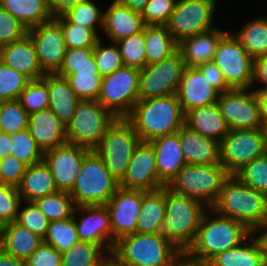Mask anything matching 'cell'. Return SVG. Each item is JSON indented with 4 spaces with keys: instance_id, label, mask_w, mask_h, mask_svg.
I'll return each instance as SVG.
<instances>
[{
    "instance_id": "1",
    "label": "cell",
    "mask_w": 267,
    "mask_h": 266,
    "mask_svg": "<svg viewBox=\"0 0 267 266\" xmlns=\"http://www.w3.org/2000/svg\"><path fill=\"white\" fill-rule=\"evenodd\" d=\"M217 213L244 224L258 233L267 224V196L230 175L210 207Z\"/></svg>"
},
{
    "instance_id": "2",
    "label": "cell",
    "mask_w": 267,
    "mask_h": 266,
    "mask_svg": "<svg viewBox=\"0 0 267 266\" xmlns=\"http://www.w3.org/2000/svg\"><path fill=\"white\" fill-rule=\"evenodd\" d=\"M126 118L141 142L176 133L185 124V114L175 94L139 100Z\"/></svg>"
},
{
    "instance_id": "3",
    "label": "cell",
    "mask_w": 267,
    "mask_h": 266,
    "mask_svg": "<svg viewBox=\"0 0 267 266\" xmlns=\"http://www.w3.org/2000/svg\"><path fill=\"white\" fill-rule=\"evenodd\" d=\"M208 213L215 217L212 218ZM251 233L244 224L207 208L188 251L200 259L210 261L216 255L242 243Z\"/></svg>"
},
{
    "instance_id": "4",
    "label": "cell",
    "mask_w": 267,
    "mask_h": 266,
    "mask_svg": "<svg viewBox=\"0 0 267 266\" xmlns=\"http://www.w3.org/2000/svg\"><path fill=\"white\" fill-rule=\"evenodd\" d=\"M179 251L161 233H134L115 241L110 256L122 266H166Z\"/></svg>"
},
{
    "instance_id": "5",
    "label": "cell",
    "mask_w": 267,
    "mask_h": 266,
    "mask_svg": "<svg viewBox=\"0 0 267 266\" xmlns=\"http://www.w3.org/2000/svg\"><path fill=\"white\" fill-rule=\"evenodd\" d=\"M165 218L161 234L179 250L193 244L201 218L207 210L202 202L177 194L165 186Z\"/></svg>"
},
{
    "instance_id": "6",
    "label": "cell",
    "mask_w": 267,
    "mask_h": 266,
    "mask_svg": "<svg viewBox=\"0 0 267 266\" xmlns=\"http://www.w3.org/2000/svg\"><path fill=\"white\" fill-rule=\"evenodd\" d=\"M119 188L102 158L91 150L83 159L78 178L69 192L76 207L105 205Z\"/></svg>"
},
{
    "instance_id": "7",
    "label": "cell",
    "mask_w": 267,
    "mask_h": 266,
    "mask_svg": "<svg viewBox=\"0 0 267 266\" xmlns=\"http://www.w3.org/2000/svg\"><path fill=\"white\" fill-rule=\"evenodd\" d=\"M230 176L221 164H186L166 186L171 191L202 202L210 208Z\"/></svg>"
},
{
    "instance_id": "8",
    "label": "cell",
    "mask_w": 267,
    "mask_h": 266,
    "mask_svg": "<svg viewBox=\"0 0 267 266\" xmlns=\"http://www.w3.org/2000/svg\"><path fill=\"white\" fill-rule=\"evenodd\" d=\"M140 142L132 123L127 118L117 117L94 151L102 158L110 173L120 181Z\"/></svg>"
},
{
    "instance_id": "9",
    "label": "cell",
    "mask_w": 267,
    "mask_h": 266,
    "mask_svg": "<svg viewBox=\"0 0 267 266\" xmlns=\"http://www.w3.org/2000/svg\"><path fill=\"white\" fill-rule=\"evenodd\" d=\"M116 118L98 101L80 100L66 125L67 143L94 150Z\"/></svg>"
},
{
    "instance_id": "10",
    "label": "cell",
    "mask_w": 267,
    "mask_h": 266,
    "mask_svg": "<svg viewBox=\"0 0 267 266\" xmlns=\"http://www.w3.org/2000/svg\"><path fill=\"white\" fill-rule=\"evenodd\" d=\"M140 70L123 66L101 80L97 101L116 117L126 118L139 101Z\"/></svg>"
},
{
    "instance_id": "11",
    "label": "cell",
    "mask_w": 267,
    "mask_h": 266,
    "mask_svg": "<svg viewBox=\"0 0 267 266\" xmlns=\"http://www.w3.org/2000/svg\"><path fill=\"white\" fill-rule=\"evenodd\" d=\"M212 61L221 70L231 89H251L254 59L232 32H227L220 39Z\"/></svg>"
},
{
    "instance_id": "12",
    "label": "cell",
    "mask_w": 267,
    "mask_h": 266,
    "mask_svg": "<svg viewBox=\"0 0 267 266\" xmlns=\"http://www.w3.org/2000/svg\"><path fill=\"white\" fill-rule=\"evenodd\" d=\"M220 163L230 175L266 154L265 134L259 129H233L219 142Z\"/></svg>"
},
{
    "instance_id": "13",
    "label": "cell",
    "mask_w": 267,
    "mask_h": 266,
    "mask_svg": "<svg viewBox=\"0 0 267 266\" xmlns=\"http://www.w3.org/2000/svg\"><path fill=\"white\" fill-rule=\"evenodd\" d=\"M217 0H177L165 24L178 43L214 28L213 17Z\"/></svg>"
},
{
    "instance_id": "14",
    "label": "cell",
    "mask_w": 267,
    "mask_h": 266,
    "mask_svg": "<svg viewBox=\"0 0 267 266\" xmlns=\"http://www.w3.org/2000/svg\"><path fill=\"white\" fill-rule=\"evenodd\" d=\"M185 67L178 50L167 59L146 65L140 70L138 99L160 98L175 94Z\"/></svg>"
},
{
    "instance_id": "15",
    "label": "cell",
    "mask_w": 267,
    "mask_h": 266,
    "mask_svg": "<svg viewBox=\"0 0 267 266\" xmlns=\"http://www.w3.org/2000/svg\"><path fill=\"white\" fill-rule=\"evenodd\" d=\"M216 103L230 130L263 128L253 89H231L220 93Z\"/></svg>"
},
{
    "instance_id": "16",
    "label": "cell",
    "mask_w": 267,
    "mask_h": 266,
    "mask_svg": "<svg viewBox=\"0 0 267 266\" xmlns=\"http://www.w3.org/2000/svg\"><path fill=\"white\" fill-rule=\"evenodd\" d=\"M40 68L45 74H55L61 67L67 46L60 23L55 19L28 29Z\"/></svg>"
},
{
    "instance_id": "17",
    "label": "cell",
    "mask_w": 267,
    "mask_h": 266,
    "mask_svg": "<svg viewBox=\"0 0 267 266\" xmlns=\"http://www.w3.org/2000/svg\"><path fill=\"white\" fill-rule=\"evenodd\" d=\"M147 191L119 187L106 205L112 228V249L119 238L136 233L143 195Z\"/></svg>"
},
{
    "instance_id": "18",
    "label": "cell",
    "mask_w": 267,
    "mask_h": 266,
    "mask_svg": "<svg viewBox=\"0 0 267 266\" xmlns=\"http://www.w3.org/2000/svg\"><path fill=\"white\" fill-rule=\"evenodd\" d=\"M91 150L65 143L43 152V161L52 173L58 191L70 192L74 186L84 157Z\"/></svg>"
},
{
    "instance_id": "19",
    "label": "cell",
    "mask_w": 267,
    "mask_h": 266,
    "mask_svg": "<svg viewBox=\"0 0 267 266\" xmlns=\"http://www.w3.org/2000/svg\"><path fill=\"white\" fill-rule=\"evenodd\" d=\"M165 185L157 174L156 158L149 142H140L135 148L126 174L119 181L124 189L156 191Z\"/></svg>"
},
{
    "instance_id": "20",
    "label": "cell",
    "mask_w": 267,
    "mask_h": 266,
    "mask_svg": "<svg viewBox=\"0 0 267 266\" xmlns=\"http://www.w3.org/2000/svg\"><path fill=\"white\" fill-rule=\"evenodd\" d=\"M79 212H82L81 217L77 214ZM73 217L80 241L102 246L108 254H111L112 228L106 205L78 206L75 208Z\"/></svg>"
},
{
    "instance_id": "21",
    "label": "cell",
    "mask_w": 267,
    "mask_h": 266,
    "mask_svg": "<svg viewBox=\"0 0 267 266\" xmlns=\"http://www.w3.org/2000/svg\"><path fill=\"white\" fill-rule=\"evenodd\" d=\"M219 94L197 67H185L175 93L184 114L193 108L216 103Z\"/></svg>"
},
{
    "instance_id": "22",
    "label": "cell",
    "mask_w": 267,
    "mask_h": 266,
    "mask_svg": "<svg viewBox=\"0 0 267 266\" xmlns=\"http://www.w3.org/2000/svg\"><path fill=\"white\" fill-rule=\"evenodd\" d=\"M154 150L159 180L167 186L186 165L179 131L149 142Z\"/></svg>"
},
{
    "instance_id": "23",
    "label": "cell",
    "mask_w": 267,
    "mask_h": 266,
    "mask_svg": "<svg viewBox=\"0 0 267 266\" xmlns=\"http://www.w3.org/2000/svg\"><path fill=\"white\" fill-rule=\"evenodd\" d=\"M0 61L30 80L42 79L45 75L40 68L34 44L28 34L20 40L0 47Z\"/></svg>"
},
{
    "instance_id": "24",
    "label": "cell",
    "mask_w": 267,
    "mask_h": 266,
    "mask_svg": "<svg viewBox=\"0 0 267 266\" xmlns=\"http://www.w3.org/2000/svg\"><path fill=\"white\" fill-rule=\"evenodd\" d=\"M104 11L103 32L111 42L129 37L144 31L146 24L141 13L131 10L113 0Z\"/></svg>"
},
{
    "instance_id": "25",
    "label": "cell",
    "mask_w": 267,
    "mask_h": 266,
    "mask_svg": "<svg viewBox=\"0 0 267 266\" xmlns=\"http://www.w3.org/2000/svg\"><path fill=\"white\" fill-rule=\"evenodd\" d=\"M228 32L214 27L206 32L190 36L178 42L180 52L186 67H198L211 62L216 53L220 39Z\"/></svg>"
},
{
    "instance_id": "26",
    "label": "cell",
    "mask_w": 267,
    "mask_h": 266,
    "mask_svg": "<svg viewBox=\"0 0 267 266\" xmlns=\"http://www.w3.org/2000/svg\"><path fill=\"white\" fill-rule=\"evenodd\" d=\"M28 129L42 152L67 142L66 126L49 108L29 114Z\"/></svg>"
},
{
    "instance_id": "27",
    "label": "cell",
    "mask_w": 267,
    "mask_h": 266,
    "mask_svg": "<svg viewBox=\"0 0 267 266\" xmlns=\"http://www.w3.org/2000/svg\"><path fill=\"white\" fill-rule=\"evenodd\" d=\"M185 162L188 165L220 163L219 142L191 130L185 124L179 129Z\"/></svg>"
},
{
    "instance_id": "28",
    "label": "cell",
    "mask_w": 267,
    "mask_h": 266,
    "mask_svg": "<svg viewBox=\"0 0 267 266\" xmlns=\"http://www.w3.org/2000/svg\"><path fill=\"white\" fill-rule=\"evenodd\" d=\"M258 235L256 238H252ZM252 241H248L250 239ZM265 245L258 233L252 232L242 243L228 249L209 262L210 266H263Z\"/></svg>"
},
{
    "instance_id": "29",
    "label": "cell",
    "mask_w": 267,
    "mask_h": 266,
    "mask_svg": "<svg viewBox=\"0 0 267 266\" xmlns=\"http://www.w3.org/2000/svg\"><path fill=\"white\" fill-rule=\"evenodd\" d=\"M185 125L199 134L220 142L229 132L217 103L193 108L185 114Z\"/></svg>"
},
{
    "instance_id": "30",
    "label": "cell",
    "mask_w": 267,
    "mask_h": 266,
    "mask_svg": "<svg viewBox=\"0 0 267 266\" xmlns=\"http://www.w3.org/2000/svg\"><path fill=\"white\" fill-rule=\"evenodd\" d=\"M42 79L48 85V108L66 126L72 119L76 105L80 101L75 92L70 88L68 81L56 74H45Z\"/></svg>"
},
{
    "instance_id": "31",
    "label": "cell",
    "mask_w": 267,
    "mask_h": 266,
    "mask_svg": "<svg viewBox=\"0 0 267 266\" xmlns=\"http://www.w3.org/2000/svg\"><path fill=\"white\" fill-rule=\"evenodd\" d=\"M17 188L24 202H34L37 198L58 191L54 177L44 161L28 166Z\"/></svg>"
},
{
    "instance_id": "32",
    "label": "cell",
    "mask_w": 267,
    "mask_h": 266,
    "mask_svg": "<svg viewBox=\"0 0 267 266\" xmlns=\"http://www.w3.org/2000/svg\"><path fill=\"white\" fill-rule=\"evenodd\" d=\"M42 243L41 237L16 221L2 226V250L17 259L25 261Z\"/></svg>"
},
{
    "instance_id": "33",
    "label": "cell",
    "mask_w": 267,
    "mask_h": 266,
    "mask_svg": "<svg viewBox=\"0 0 267 266\" xmlns=\"http://www.w3.org/2000/svg\"><path fill=\"white\" fill-rule=\"evenodd\" d=\"M166 211L165 186L156 191H147L142 198L136 233H161Z\"/></svg>"
},
{
    "instance_id": "34",
    "label": "cell",
    "mask_w": 267,
    "mask_h": 266,
    "mask_svg": "<svg viewBox=\"0 0 267 266\" xmlns=\"http://www.w3.org/2000/svg\"><path fill=\"white\" fill-rule=\"evenodd\" d=\"M0 6L27 29L53 19L48 0H0Z\"/></svg>"
},
{
    "instance_id": "35",
    "label": "cell",
    "mask_w": 267,
    "mask_h": 266,
    "mask_svg": "<svg viewBox=\"0 0 267 266\" xmlns=\"http://www.w3.org/2000/svg\"><path fill=\"white\" fill-rule=\"evenodd\" d=\"M178 48L166 25L145 26V54L147 65L158 63L173 55Z\"/></svg>"
},
{
    "instance_id": "36",
    "label": "cell",
    "mask_w": 267,
    "mask_h": 266,
    "mask_svg": "<svg viewBox=\"0 0 267 266\" xmlns=\"http://www.w3.org/2000/svg\"><path fill=\"white\" fill-rule=\"evenodd\" d=\"M233 35L253 59L267 54V17L247 22Z\"/></svg>"
},
{
    "instance_id": "37",
    "label": "cell",
    "mask_w": 267,
    "mask_h": 266,
    "mask_svg": "<svg viewBox=\"0 0 267 266\" xmlns=\"http://www.w3.org/2000/svg\"><path fill=\"white\" fill-rule=\"evenodd\" d=\"M109 256L110 254L102 246L79 241L62 253L61 264L62 266H101Z\"/></svg>"
},
{
    "instance_id": "38",
    "label": "cell",
    "mask_w": 267,
    "mask_h": 266,
    "mask_svg": "<svg viewBox=\"0 0 267 266\" xmlns=\"http://www.w3.org/2000/svg\"><path fill=\"white\" fill-rule=\"evenodd\" d=\"M55 74L63 78L71 74H99L93 48H67L63 63Z\"/></svg>"
},
{
    "instance_id": "39",
    "label": "cell",
    "mask_w": 267,
    "mask_h": 266,
    "mask_svg": "<svg viewBox=\"0 0 267 266\" xmlns=\"http://www.w3.org/2000/svg\"><path fill=\"white\" fill-rule=\"evenodd\" d=\"M34 204L51 221L73 217L75 204L69 192L57 191L53 194L37 198Z\"/></svg>"
},
{
    "instance_id": "40",
    "label": "cell",
    "mask_w": 267,
    "mask_h": 266,
    "mask_svg": "<svg viewBox=\"0 0 267 266\" xmlns=\"http://www.w3.org/2000/svg\"><path fill=\"white\" fill-rule=\"evenodd\" d=\"M74 217L51 221L43 243L53 246L59 253L69 250L79 242Z\"/></svg>"
},
{
    "instance_id": "41",
    "label": "cell",
    "mask_w": 267,
    "mask_h": 266,
    "mask_svg": "<svg viewBox=\"0 0 267 266\" xmlns=\"http://www.w3.org/2000/svg\"><path fill=\"white\" fill-rule=\"evenodd\" d=\"M63 15L71 23L91 28L97 35V27L103 30L104 11L100 10L94 0L79 2L76 6L68 9Z\"/></svg>"
},
{
    "instance_id": "42",
    "label": "cell",
    "mask_w": 267,
    "mask_h": 266,
    "mask_svg": "<svg viewBox=\"0 0 267 266\" xmlns=\"http://www.w3.org/2000/svg\"><path fill=\"white\" fill-rule=\"evenodd\" d=\"M115 43L119 47L124 66L141 70L147 65L145 54V28L144 31L120 39Z\"/></svg>"
},
{
    "instance_id": "43",
    "label": "cell",
    "mask_w": 267,
    "mask_h": 266,
    "mask_svg": "<svg viewBox=\"0 0 267 266\" xmlns=\"http://www.w3.org/2000/svg\"><path fill=\"white\" fill-rule=\"evenodd\" d=\"M11 155L27 166L43 161V152L37 146L29 129L11 135Z\"/></svg>"
},
{
    "instance_id": "44",
    "label": "cell",
    "mask_w": 267,
    "mask_h": 266,
    "mask_svg": "<svg viewBox=\"0 0 267 266\" xmlns=\"http://www.w3.org/2000/svg\"><path fill=\"white\" fill-rule=\"evenodd\" d=\"M54 18L62 27L67 48H94L101 38L91 28L71 23L63 14Z\"/></svg>"
},
{
    "instance_id": "45",
    "label": "cell",
    "mask_w": 267,
    "mask_h": 266,
    "mask_svg": "<svg viewBox=\"0 0 267 266\" xmlns=\"http://www.w3.org/2000/svg\"><path fill=\"white\" fill-rule=\"evenodd\" d=\"M29 113L18 100L0 102V132L15 134L28 128Z\"/></svg>"
},
{
    "instance_id": "46",
    "label": "cell",
    "mask_w": 267,
    "mask_h": 266,
    "mask_svg": "<svg viewBox=\"0 0 267 266\" xmlns=\"http://www.w3.org/2000/svg\"><path fill=\"white\" fill-rule=\"evenodd\" d=\"M234 176L267 196V153L244 165Z\"/></svg>"
},
{
    "instance_id": "47",
    "label": "cell",
    "mask_w": 267,
    "mask_h": 266,
    "mask_svg": "<svg viewBox=\"0 0 267 266\" xmlns=\"http://www.w3.org/2000/svg\"><path fill=\"white\" fill-rule=\"evenodd\" d=\"M31 80L0 61V102L18 100Z\"/></svg>"
},
{
    "instance_id": "48",
    "label": "cell",
    "mask_w": 267,
    "mask_h": 266,
    "mask_svg": "<svg viewBox=\"0 0 267 266\" xmlns=\"http://www.w3.org/2000/svg\"><path fill=\"white\" fill-rule=\"evenodd\" d=\"M18 101L29 114L47 109L49 106L47 83L43 79L31 80L20 94Z\"/></svg>"
},
{
    "instance_id": "49",
    "label": "cell",
    "mask_w": 267,
    "mask_h": 266,
    "mask_svg": "<svg viewBox=\"0 0 267 266\" xmlns=\"http://www.w3.org/2000/svg\"><path fill=\"white\" fill-rule=\"evenodd\" d=\"M102 44L101 38L93 48V55L101 77L111 74L124 66L119 47L115 42Z\"/></svg>"
},
{
    "instance_id": "50",
    "label": "cell",
    "mask_w": 267,
    "mask_h": 266,
    "mask_svg": "<svg viewBox=\"0 0 267 266\" xmlns=\"http://www.w3.org/2000/svg\"><path fill=\"white\" fill-rule=\"evenodd\" d=\"M23 203L27 204L24 205ZM20 205L16 222L43 239L50 223L48 218L40 211L34 202L21 201Z\"/></svg>"
},
{
    "instance_id": "51",
    "label": "cell",
    "mask_w": 267,
    "mask_h": 266,
    "mask_svg": "<svg viewBox=\"0 0 267 266\" xmlns=\"http://www.w3.org/2000/svg\"><path fill=\"white\" fill-rule=\"evenodd\" d=\"M65 79L80 100L97 101L102 80L99 74H71Z\"/></svg>"
},
{
    "instance_id": "52",
    "label": "cell",
    "mask_w": 267,
    "mask_h": 266,
    "mask_svg": "<svg viewBox=\"0 0 267 266\" xmlns=\"http://www.w3.org/2000/svg\"><path fill=\"white\" fill-rule=\"evenodd\" d=\"M21 197L18 188L0 183V224L16 221Z\"/></svg>"
},
{
    "instance_id": "53",
    "label": "cell",
    "mask_w": 267,
    "mask_h": 266,
    "mask_svg": "<svg viewBox=\"0 0 267 266\" xmlns=\"http://www.w3.org/2000/svg\"><path fill=\"white\" fill-rule=\"evenodd\" d=\"M177 0H149L141 16L146 25H165L174 10Z\"/></svg>"
},
{
    "instance_id": "54",
    "label": "cell",
    "mask_w": 267,
    "mask_h": 266,
    "mask_svg": "<svg viewBox=\"0 0 267 266\" xmlns=\"http://www.w3.org/2000/svg\"><path fill=\"white\" fill-rule=\"evenodd\" d=\"M28 29L0 6V47L22 39Z\"/></svg>"
},
{
    "instance_id": "55",
    "label": "cell",
    "mask_w": 267,
    "mask_h": 266,
    "mask_svg": "<svg viewBox=\"0 0 267 266\" xmlns=\"http://www.w3.org/2000/svg\"><path fill=\"white\" fill-rule=\"evenodd\" d=\"M27 167L12 155L0 159V183L18 187Z\"/></svg>"
},
{
    "instance_id": "56",
    "label": "cell",
    "mask_w": 267,
    "mask_h": 266,
    "mask_svg": "<svg viewBox=\"0 0 267 266\" xmlns=\"http://www.w3.org/2000/svg\"><path fill=\"white\" fill-rule=\"evenodd\" d=\"M62 253L42 243L26 260V266H62Z\"/></svg>"
},
{
    "instance_id": "57",
    "label": "cell",
    "mask_w": 267,
    "mask_h": 266,
    "mask_svg": "<svg viewBox=\"0 0 267 266\" xmlns=\"http://www.w3.org/2000/svg\"><path fill=\"white\" fill-rule=\"evenodd\" d=\"M197 68L202 72L204 78H207L210 85H212L219 93L231 90L226 84L221 70L213 61L199 65Z\"/></svg>"
},
{
    "instance_id": "58",
    "label": "cell",
    "mask_w": 267,
    "mask_h": 266,
    "mask_svg": "<svg viewBox=\"0 0 267 266\" xmlns=\"http://www.w3.org/2000/svg\"><path fill=\"white\" fill-rule=\"evenodd\" d=\"M166 266H210V262L180 250Z\"/></svg>"
},
{
    "instance_id": "59",
    "label": "cell",
    "mask_w": 267,
    "mask_h": 266,
    "mask_svg": "<svg viewBox=\"0 0 267 266\" xmlns=\"http://www.w3.org/2000/svg\"><path fill=\"white\" fill-rule=\"evenodd\" d=\"M256 82L264 85L256 89H267V54L254 59L252 89Z\"/></svg>"
},
{
    "instance_id": "60",
    "label": "cell",
    "mask_w": 267,
    "mask_h": 266,
    "mask_svg": "<svg viewBox=\"0 0 267 266\" xmlns=\"http://www.w3.org/2000/svg\"><path fill=\"white\" fill-rule=\"evenodd\" d=\"M82 1L84 0H48V4L53 17H56L64 14L68 9Z\"/></svg>"
},
{
    "instance_id": "61",
    "label": "cell",
    "mask_w": 267,
    "mask_h": 266,
    "mask_svg": "<svg viewBox=\"0 0 267 266\" xmlns=\"http://www.w3.org/2000/svg\"><path fill=\"white\" fill-rule=\"evenodd\" d=\"M258 101L263 125H267V89H253Z\"/></svg>"
},
{
    "instance_id": "62",
    "label": "cell",
    "mask_w": 267,
    "mask_h": 266,
    "mask_svg": "<svg viewBox=\"0 0 267 266\" xmlns=\"http://www.w3.org/2000/svg\"><path fill=\"white\" fill-rule=\"evenodd\" d=\"M11 135L0 132V159L11 155Z\"/></svg>"
},
{
    "instance_id": "63",
    "label": "cell",
    "mask_w": 267,
    "mask_h": 266,
    "mask_svg": "<svg viewBox=\"0 0 267 266\" xmlns=\"http://www.w3.org/2000/svg\"><path fill=\"white\" fill-rule=\"evenodd\" d=\"M0 266H26L25 261L17 259L0 250Z\"/></svg>"
},
{
    "instance_id": "64",
    "label": "cell",
    "mask_w": 267,
    "mask_h": 266,
    "mask_svg": "<svg viewBox=\"0 0 267 266\" xmlns=\"http://www.w3.org/2000/svg\"><path fill=\"white\" fill-rule=\"evenodd\" d=\"M116 1L130 8L133 11L142 13V11L145 8L146 3L149 0H116Z\"/></svg>"
},
{
    "instance_id": "65",
    "label": "cell",
    "mask_w": 267,
    "mask_h": 266,
    "mask_svg": "<svg viewBox=\"0 0 267 266\" xmlns=\"http://www.w3.org/2000/svg\"><path fill=\"white\" fill-rule=\"evenodd\" d=\"M258 233L260 234L261 238L263 239L265 249L267 252V224Z\"/></svg>"
},
{
    "instance_id": "66",
    "label": "cell",
    "mask_w": 267,
    "mask_h": 266,
    "mask_svg": "<svg viewBox=\"0 0 267 266\" xmlns=\"http://www.w3.org/2000/svg\"><path fill=\"white\" fill-rule=\"evenodd\" d=\"M101 266H122L117 263L111 256Z\"/></svg>"
},
{
    "instance_id": "67",
    "label": "cell",
    "mask_w": 267,
    "mask_h": 266,
    "mask_svg": "<svg viewBox=\"0 0 267 266\" xmlns=\"http://www.w3.org/2000/svg\"><path fill=\"white\" fill-rule=\"evenodd\" d=\"M263 131L265 134V144H266V153H267V125L263 126Z\"/></svg>"
},
{
    "instance_id": "68",
    "label": "cell",
    "mask_w": 267,
    "mask_h": 266,
    "mask_svg": "<svg viewBox=\"0 0 267 266\" xmlns=\"http://www.w3.org/2000/svg\"><path fill=\"white\" fill-rule=\"evenodd\" d=\"M0 250H2V225L0 224Z\"/></svg>"
},
{
    "instance_id": "69",
    "label": "cell",
    "mask_w": 267,
    "mask_h": 266,
    "mask_svg": "<svg viewBox=\"0 0 267 266\" xmlns=\"http://www.w3.org/2000/svg\"><path fill=\"white\" fill-rule=\"evenodd\" d=\"M263 266H267V252H265V257L263 260Z\"/></svg>"
}]
</instances>
